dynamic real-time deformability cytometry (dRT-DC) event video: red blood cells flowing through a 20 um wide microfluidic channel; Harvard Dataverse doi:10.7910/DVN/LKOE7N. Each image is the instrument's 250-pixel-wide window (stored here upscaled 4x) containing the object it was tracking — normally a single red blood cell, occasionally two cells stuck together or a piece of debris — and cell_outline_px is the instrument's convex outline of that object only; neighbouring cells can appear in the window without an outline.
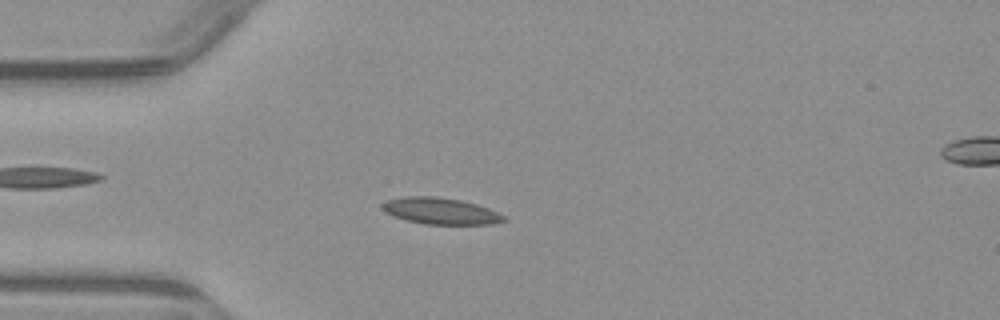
{"species": "common noctule bat (a hibernating species)", "species_latin": "Nyctalus noctula", "temperature_condition": "warm", "stored_images_in_passage": 6, "segment_of_instrument_passage": [1, 2], "camera_frame_rate_fps": 3000, "um_per_image_px": 0.085, "animal": {"sex": "male", "body_mass_g": 23.1, "forearm_length_mm": 52.7}, "frame": {"image": 1, "passage_image": 5, "time_ms": 4.667, "image_size_px": [1000, 320], "cell_outline_px": [[508, 220], [492, 224], [424, 224], [408, 220], [384, 212], [380, 208], [380, 204], [388, 200], [404, 196], [432, 196], [460, 200], [476, 204], [488, 208], [504, 216]], "centroid_in_image_um": [37.42, 17.93], "position_along_channel_um": 47.6, "area_um2": 18.61}}